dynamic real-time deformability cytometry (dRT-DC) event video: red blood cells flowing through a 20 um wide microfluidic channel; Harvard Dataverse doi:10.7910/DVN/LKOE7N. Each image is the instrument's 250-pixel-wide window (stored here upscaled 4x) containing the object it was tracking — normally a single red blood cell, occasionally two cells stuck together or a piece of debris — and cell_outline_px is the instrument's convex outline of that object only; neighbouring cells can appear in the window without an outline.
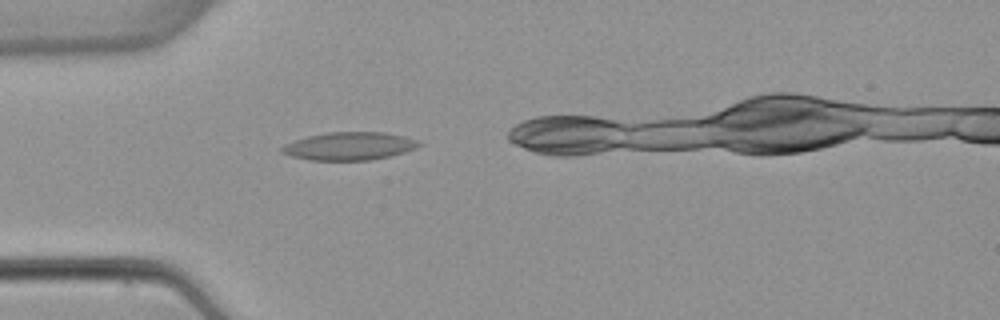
{"species": "common noctule bat (a hibernating species)", "species_latin": "Nyctalus noctula", "temperature_condition": "warm", "stored_images_in_passage": 7, "camera_frame_rate_fps": 3000, "um_per_image_px": 0.085, "animal": {"sex": "female", "body_mass_g": 22.7, "forearm_length_mm": 54.2}, "frame": {"image": 1, "passage_image": 1, "time_ms": 0.0, "image_size_px": [1000, 320], "cell_outline_px": [[424, 144], [416, 148], [404, 152], [372, 160], [312, 160], [292, 156], [280, 152], [280, 148], [284, 144], [308, 136], [328, 132], [384, 132], [404, 136], [420, 140]], "centroid_in_image_um": [29.73, 12.41], "position_along_channel_um": 55.3, "area_um2": 22.37}}
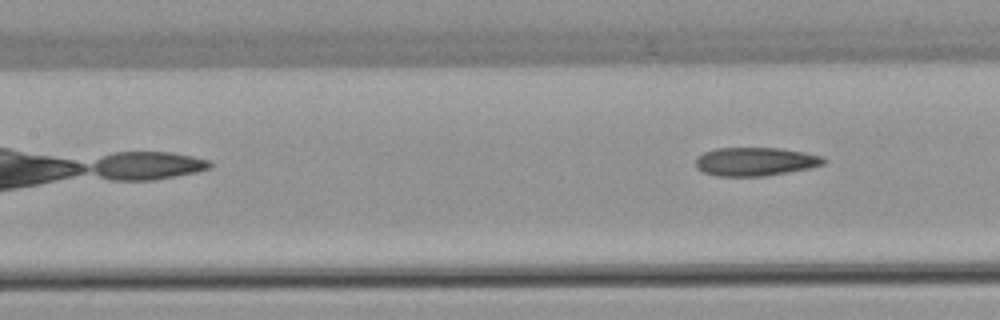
{"frame": {"image": 2, "passage_image": 7, "time_ms": 7.333, "image_size_px": [1000, 320], "cell_outline_px": [[828, 160], [824, 164], [808, 168], [764, 176], [716, 176], [704, 172], [696, 168], [696, 156], [704, 152], [716, 148], [780, 148], [804, 152], [820, 156]], "centroid_in_image_um": [64.17, 13.73], "position_along_channel_um": 143.2, "area_um2": 21.21}}